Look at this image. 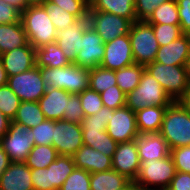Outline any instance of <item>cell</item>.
Segmentation results:
<instances>
[{
    "instance_id": "484cf974",
    "label": "cell",
    "mask_w": 190,
    "mask_h": 190,
    "mask_svg": "<svg viewBox=\"0 0 190 190\" xmlns=\"http://www.w3.org/2000/svg\"><path fill=\"white\" fill-rule=\"evenodd\" d=\"M82 129L83 144L102 152L106 156L113 157L118 143L106 132V129Z\"/></svg>"
},
{
    "instance_id": "1f68e13d",
    "label": "cell",
    "mask_w": 190,
    "mask_h": 190,
    "mask_svg": "<svg viewBox=\"0 0 190 190\" xmlns=\"http://www.w3.org/2000/svg\"><path fill=\"white\" fill-rule=\"evenodd\" d=\"M59 156L52 145H35L25 160L31 169L47 168Z\"/></svg>"
},
{
    "instance_id": "91938a15",
    "label": "cell",
    "mask_w": 190,
    "mask_h": 190,
    "mask_svg": "<svg viewBox=\"0 0 190 190\" xmlns=\"http://www.w3.org/2000/svg\"><path fill=\"white\" fill-rule=\"evenodd\" d=\"M186 72H187V75H188V81H189V84H190V57H189V59L187 60V64H186Z\"/></svg>"
},
{
    "instance_id": "db71d44e",
    "label": "cell",
    "mask_w": 190,
    "mask_h": 190,
    "mask_svg": "<svg viewBox=\"0 0 190 190\" xmlns=\"http://www.w3.org/2000/svg\"><path fill=\"white\" fill-rule=\"evenodd\" d=\"M178 102L182 105V107L187 111L190 115V88L188 91L178 100Z\"/></svg>"
},
{
    "instance_id": "f35d334b",
    "label": "cell",
    "mask_w": 190,
    "mask_h": 190,
    "mask_svg": "<svg viewBox=\"0 0 190 190\" xmlns=\"http://www.w3.org/2000/svg\"><path fill=\"white\" fill-rule=\"evenodd\" d=\"M51 4L60 6L77 19H88L89 0H48Z\"/></svg>"
},
{
    "instance_id": "2e32d148",
    "label": "cell",
    "mask_w": 190,
    "mask_h": 190,
    "mask_svg": "<svg viewBox=\"0 0 190 190\" xmlns=\"http://www.w3.org/2000/svg\"><path fill=\"white\" fill-rule=\"evenodd\" d=\"M0 59L8 77L14 76L36 66V49L28 43L26 46L1 54Z\"/></svg>"
},
{
    "instance_id": "bcb514c9",
    "label": "cell",
    "mask_w": 190,
    "mask_h": 190,
    "mask_svg": "<svg viewBox=\"0 0 190 190\" xmlns=\"http://www.w3.org/2000/svg\"><path fill=\"white\" fill-rule=\"evenodd\" d=\"M169 0H135V13L138 21H147L153 11Z\"/></svg>"
},
{
    "instance_id": "6f0895ef",
    "label": "cell",
    "mask_w": 190,
    "mask_h": 190,
    "mask_svg": "<svg viewBox=\"0 0 190 190\" xmlns=\"http://www.w3.org/2000/svg\"><path fill=\"white\" fill-rule=\"evenodd\" d=\"M120 190H142L134 181H130L125 187Z\"/></svg>"
},
{
    "instance_id": "681fc988",
    "label": "cell",
    "mask_w": 190,
    "mask_h": 190,
    "mask_svg": "<svg viewBox=\"0 0 190 190\" xmlns=\"http://www.w3.org/2000/svg\"><path fill=\"white\" fill-rule=\"evenodd\" d=\"M20 20L21 12L10 4L0 0V24H11Z\"/></svg>"
},
{
    "instance_id": "8992f818",
    "label": "cell",
    "mask_w": 190,
    "mask_h": 190,
    "mask_svg": "<svg viewBox=\"0 0 190 190\" xmlns=\"http://www.w3.org/2000/svg\"><path fill=\"white\" fill-rule=\"evenodd\" d=\"M145 70L160 83L172 101H178L190 88L186 66L165 65L154 61L147 64Z\"/></svg>"
},
{
    "instance_id": "603a6c76",
    "label": "cell",
    "mask_w": 190,
    "mask_h": 190,
    "mask_svg": "<svg viewBox=\"0 0 190 190\" xmlns=\"http://www.w3.org/2000/svg\"><path fill=\"white\" fill-rule=\"evenodd\" d=\"M22 21L0 24V55L28 44Z\"/></svg>"
},
{
    "instance_id": "680465c9",
    "label": "cell",
    "mask_w": 190,
    "mask_h": 190,
    "mask_svg": "<svg viewBox=\"0 0 190 190\" xmlns=\"http://www.w3.org/2000/svg\"><path fill=\"white\" fill-rule=\"evenodd\" d=\"M48 0H25L27 5H44Z\"/></svg>"
},
{
    "instance_id": "ba28073f",
    "label": "cell",
    "mask_w": 190,
    "mask_h": 190,
    "mask_svg": "<svg viewBox=\"0 0 190 190\" xmlns=\"http://www.w3.org/2000/svg\"><path fill=\"white\" fill-rule=\"evenodd\" d=\"M32 129L15 121L10 122L9 130L0 140V145L8 154L11 162H25L35 146Z\"/></svg>"
},
{
    "instance_id": "8fae6325",
    "label": "cell",
    "mask_w": 190,
    "mask_h": 190,
    "mask_svg": "<svg viewBox=\"0 0 190 190\" xmlns=\"http://www.w3.org/2000/svg\"><path fill=\"white\" fill-rule=\"evenodd\" d=\"M106 132L117 143L129 142L139 133L135 111L124 106L119 109H110V117Z\"/></svg>"
},
{
    "instance_id": "d6986e66",
    "label": "cell",
    "mask_w": 190,
    "mask_h": 190,
    "mask_svg": "<svg viewBox=\"0 0 190 190\" xmlns=\"http://www.w3.org/2000/svg\"><path fill=\"white\" fill-rule=\"evenodd\" d=\"M190 57V36L182 34L168 45L159 47L155 62L165 65L186 66Z\"/></svg>"
},
{
    "instance_id": "f5cc1de1",
    "label": "cell",
    "mask_w": 190,
    "mask_h": 190,
    "mask_svg": "<svg viewBox=\"0 0 190 190\" xmlns=\"http://www.w3.org/2000/svg\"><path fill=\"white\" fill-rule=\"evenodd\" d=\"M11 120L0 111V140L9 130Z\"/></svg>"
},
{
    "instance_id": "ac0fdd59",
    "label": "cell",
    "mask_w": 190,
    "mask_h": 190,
    "mask_svg": "<svg viewBox=\"0 0 190 190\" xmlns=\"http://www.w3.org/2000/svg\"><path fill=\"white\" fill-rule=\"evenodd\" d=\"M89 25L88 19H78L65 30L57 31L56 42L71 63L81 50L83 33Z\"/></svg>"
},
{
    "instance_id": "f6af8a7d",
    "label": "cell",
    "mask_w": 190,
    "mask_h": 190,
    "mask_svg": "<svg viewBox=\"0 0 190 190\" xmlns=\"http://www.w3.org/2000/svg\"><path fill=\"white\" fill-rule=\"evenodd\" d=\"M176 171L190 174V145L171 149Z\"/></svg>"
},
{
    "instance_id": "7a4b0ae2",
    "label": "cell",
    "mask_w": 190,
    "mask_h": 190,
    "mask_svg": "<svg viewBox=\"0 0 190 190\" xmlns=\"http://www.w3.org/2000/svg\"><path fill=\"white\" fill-rule=\"evenodd\" d=\"M21 21L28 42L35 49L56 41L57 30L43 5H29L21 12Z\"/></svg>"
},
{
    "instance_id": "f1b7e54d",
    "label": "cell",
    "mask_w": 190,
    "mask_h": 190,
    "mask_svg": "<svg viewBox=\"0 0 190 190\" xmlns=\"http://www.w3.org/2000/svg\"><path fill=\"white\" fill-rule=\"evenodd\" d=\"M45 120L38 102L21 101L13 120L31 129Z\"/></svg>"
},
{
    "instance_id": "3957f363",
    "label": "cell",
    "mask_w": 190,
    "mask_h": 190,
    "mask_svg": "<svg viewBox=\"0 0 190 190\" xmlns=\"http://www.w3.org/2000/svg\"><path fill=\"white\" fill-rule=\"evenodd\" d=\"M159 134L170 149L190 145V115L178 101L166 108Z\"/></svg>"
},
{
    "instance_id": "d6a6232c",
    "label": "cell",
    "mask_w": 190,
    "mask_h": 190,
    "mask_svg": "<svg viewBox=\"0 0 190 190\" xmlns=\"http://www.w3.org/2000/svg\"><path fill=\"white\" fill-rule=\"evenodd\" d=\"M117 85L116 75L114 70H109L102 68L101 66H96L90 68L89 74V88L102 93L103 91Z\"/></svg>"
},
{
    "instance_id": "e0dca14e",
    "label": "cell",
    "mask_w": 190,
    "mask_h": 190,
    "mask_svg": "<svg viewBox=\"0 0 190 190\" xmlns=\"http://www.w3.org/2000/svg\"><path fill=\"white\" fill-rule=\"evenodd\" d=\"M140 163L153 159H163L170 155L171 149L159 133H138L134 138Z\"/></svg>"
},
{
    "instance_id": "8d00e7d4",
    "label": "cell",
    "mask_w": 190,
    "mask_h": 190,
    "mask_svg": "<svg viewBox=\"0 0 190 190\" xmlns=\"http://www.w3.org/2000/svg\"><path fill=\"white\" fill-rule=\"evenodd\" d=\"M59 190H91L90 173L83 169L75 168Z\"/></svg>"
},
{
    "instance_id": "11a10c76",
    "label": "cell",
    "mask_w": 190,
    "mask_h": 190,
    "mask_svg": "<svg viewBox=\"0 0 190 190\" xmlns=\"http://www.w3.org/2000/svg\"><path fill=\"white\" fill-rule=\"evenodd\" d=\"M6 2L7 4H10L11 6L17 8L20 12H22L24 9L28 7L25 0H2Z\"/></svg>"
},
{
    "instance_id": "5bb4252c",
    "label": "cell",
    "mask_w": 190,
    "mask_h": 190,
    "mask_svg": "<svg viewBox=\"0 0 190 190\" xmlns=\"http://www.w3.org/2000/svg\"><path fill=\"white\" fill-rule=\"evenodd\" d=\"M132 64H134V58L129 34L105 43L104 58L100 64L102 68L115 71Z\"/></svg>"
},
{
    "instance_id": "5b68a950",
    "label": "cell",
    "mask_w": 190,
    "mask_h": 190,
    "mask_svg": "<svg viewBox=\"0 0 190 190\" xmlns=\"http://www.w3.org/2000/svg\"><path fill=\"white\" fill-rule=\"evenodd\" d=\"M172 102L160 83L144 70L139 85L126 94L125 106L138 111L148 106H169Z\"/></svg>"
},
{
    "instance_id": "d590c367",
    "label": "cell",
    "mask_w": 190,
    "mask_h": 190,
    "mask_svg": "<svg viewBox=\"0 0 190 190\" xmlns=\"http://www.w3.org/2000/svg\"><path fill=\"white\" fill-rule=\"evenodd\" d=\"M20 102L19 97L7 84L0 86V111L10 120L14 119Z\"/></svg>"
},
{
    "instance_id": "7bdbcfd3",
    "label": "cell",
    "mask_w": 190,
    "mask_h": 190,
    "mask_svg": "<svg viewBox=\"0 0 190 190\" xmlns=\"http://www.w3.org/2000/svg\"><path fill=\"white\" fill-rule=\"evenodd\" d=\"M110 117V109L103 106L96 114L85 116L80 122L81 128L106 129Z\"/></svg>"
},
{
    "instance_id": "7c38bea8",
    "label": "cell",
    "mask_w": 190,
    "mask_h": 190,
    "mask_svg": "<svg viewBox=\"0 0 190 190\" xmlns=\"http://www.w3.org/2000/svg\"><path fill=\"white\" fill-rule=\"evenodd\" d=\"M82 145V129L79 123L55 120L52 146L59 155L73 156Z\"/></svg>"
},
{
    "instance_id": "4fadbf2b",
    "label": "cell",
    "mask_w": 190,
    "mask_h": 190,
    "mask_svg": "<svg viewBox=\"0 0 190 190\" xmlns=\"http://www.w3.org/2000/svg\"><path fill=\"white\" fill-rule=\"evenodd\" d=\"M105 51V43L100 35L90 25L84 30L81 50L73 62L78 66L94 68L100 66Z\"/></svg>"
},
{
    "instance_id": "277c9868",
    "label": "cell",
    "mask_w": 190,
    "mask_h": 190,
    "mask_svg": "<svg viewBox=\"0 0 190 190\" xmlns=\"http://www.w3.org/2000/svg\"><path fill=\"white\" fill-rule=\"evenodd\" d=\"M171 155L157 160L143 161L134 182L142 190H166L176 174Z\"/></svg>"
},
{
    "instance_id": "4316f807",
    "label": "cell",
    "mask_w": 190,
    "mask_h": 190,
    "mask_svg": "<svg viewBox=\"0 0 190 190\" xmlns=\"http://www.w3.org/2000/svg\"><path fill=\"white\" fill-rule=\"evenodd\" d=\"M36 66L38 68L64 67L71 64L69 59L64 55L57 42L49 43L41 48L36 49Z\"/></svg>"
},
{
    "instance_id": "ffe728a7",
    "label": "cell",
    "mask_w": 190,
    "mask_h": 190,
    "mask_svg": "<svg viewBox=\"0 0 190 190\" xmlns=\"http://www.w3.org/2000/svg\"><path fill=\"white\" fill-rule=\"evenodd\" d=\"M76 168L89 173L104 172L112 169V157L104 155L90 146L82 145L72 156Z\"/></svg>"
},
{
    "instance_id": "9c48e42d",
    "label": "cell",
    "mask_w": 190,
    "mask_h": 190,
    "mask_svg": "<svg viewBox=\"0 0 190 190\" xmlns=\"http://www.w3.org/2000/svg\"><path fill=\"white\" fill-rule=\"evenodd\" d=\"M88 21L104 43L128 35L133 22L125 17L104 11H88Z\"/></svg>"
},
{
    "instance_id": "30bf717a",
    "label": "cell",
    "mask_w": 190,
    "mask_h": 190,
    "mask_svg": "<svg viewBox=\"0 0 190 190\" xmlns=\"http://www.w3.org/2000/svg\"><path fill=\"white\" fill-rule=\"evenodd\" d=\"M7 85L21 101L38 102L46 91L40 68L37 66L8 77Z\"/></svg>"
},
{
    "instance_id": "60d3db41",
    "label": "cell",
    "mask_w": 190,
    "mask_h": 190,
    "mask_svg": "<svg viewBox=\"0 0 190 190\" xmlns=\"http://www.w3.org/2000/svg\"><path fill=\"white\" fill-rule=\"evenodd\" d=\"M55 120L45 119L36 127L31 128L35 145H52Z\"/></svg>"
},
{
    "instance_id": "c3c4849f",
    "label": "cell",
    "mask_w": 190,
    "mask_h": 190,
    "mask_svg": "<svg viewBox=\"0 0 190 190\" xmlns=\"http://www.w3.org/2000/svg\"><path fill=\"white\" fill-rule=\"evenodd\" d=\"M182 34L190 36V0H176Z\"/></svg>"
},
{
    "instance_id": "44dd1931",
    "label": "cell",
    "mask_w": 190,
    "mask_h": 190,
    "mask_svg": "<svg viewBox=\"0 0 190 190\" xmlns=\"http://www.w3.org/2000/svg\"><path fill=\"white\" fill-rule=\"evenodd\" d=\"M0 190H33L31 168L24 162H11L0 178Z\"/></svg>"
},
{
    "instance_id": "4dcf8cb0",
    "label": "cell",
    "mask_w": 190,
    "mask_h": 190,
    "mask_svg": "<svg viewBox=\"0 0 190 190\" xmlns=\"http://www.w3.org/2000/svg\"><path fill=\"white\" fill-rule=\"evenodd\" d=\"M53 190H59L76 165L72 156L59 155L49 166Z\"/></svg>"
},
{
    "instance_id": "ee69618b",
    "label": "cell",
    "mask_w": 190,
    "mask_h": 190,
    "mask_svg": "<svg viewBox=\"0 0 190 190\" xmlns=\"http://www.w3.org/2000/svg\"><path fill=\"white\" fill-rule=\"evenodd\" d=\"M84 117L85 114L81 107L79 94H71L68 98L67 109L63 114V120L80 124Z\"/></svg>"
},
{
    "instance_id": "83f0119b",
    "label": "cell",
    "mask_w": 190,
    "mask_h": 190,
    "mask_svg": "<svg viewBox=\"0 0 190 190\" xmlns=\"http://www.w3.org/2000/svg\"><path fill=\"white\" fill-rule=\"evenodd\" d=\"M131 180L111 169L104 172L90 173L91 190H120Z\"/></svg>"
},
{
    "instance_id": "b9f144b4",
    "label": "cell",
    "mask_w": 190,
    "mask_h": 190,
    "mask_svg": "<svg viewBox=\"0 0 190 190\" xmlns=\"http://www.w3.org/2000/svg\"><path fill=\"white\" fill-rule=\"evenodd\" d=\"M101 94L103 106L109 109H119L125 106L126 94L117 86L103 91Z\"/></svg>"
},
{
    "instance_id": "816d5d0a",
    "label": "cell",
    "mask_w": 190,
    "mask_h": 190,
    "mask_svg": "<svg viewBox=\"0 0 190 190\" xmlns=\"http://www.w3.org/2000/svg\"><path fill=\"white\" fill-rule=\"evenodd\" d=\"M11 163L8 154L4 151L3 147L0 145V178L5 170Z\"/></svg>"
},
{
    "instance_id": "9a60e30c",
    "label": "cell",
    "mask_w": 190,
    "mask_h": 190,
    "mask_svg": "<svg viewBox=\"0 0 190 190\" xmlns=\"http://www.w3.org/2000/svg\"><path fill=\"white\" fill-rule=\"evenodd\" d=\"M141 166L134 140L118 143L112 157V169L134 181Z\"/></svg>"
},
{
    "instance_id": "52a82bcc",
    "label": "cell",
    "mask_w": 190,
    "mask_h": 190,
    "mask_svg": "<svg viewBox=\"0 0 190 190\" xmlns=\"http://www.w3.org/2000/svg\"><path fill=\"white\" fill-rule=\"evenodd\" d=\"M129 39L134 63L146 66L155 61L159 45L150 23L138 20L133 22Z\"/></svg>"
},
{
    "instance_id": "7dc6e473",
    "label": "cell",
    "mask_w": 190,
    "mask_h": 190,
    "mask_svg": "<svg viewBox=\"0 0 190 190\" xmlns=\"http://www.w3.org/2000/svg\"><path fill=\"white\" fill-rule=\"evenodd\" d=\"M31 181L33 190H53L51 184L50 168L31 169Z\"/></svg>"
},
{
    "instance_id": "ab89813d",
    "label": "cell",
    "mask_w": 190,
    "mask_h": 190,
    "mask_svg": "<svg viewBox=\"0 0 190 190\" xmlns=\"http://www.w3.org/2000/svg\"><path fill=\"white\" fill-rule=\"evenodd\" d=\"M79 98L85 116L94 115L103 107L101 94L90 88L79 93Z\"/></svg>"
},
{
    "instance_id": "f546056e",
    "label": "cell",
    "mask_w": 190,
    "mask_h": 190,
    "mask_svg": "<svg viewBox=\"0 0 190 190\" xmlns=\"http://www.w3.org/2000/svg\"><path fill=\"white\" fill-rule=\"evenodd\" d=\"M145 66L132 64L119 70H115L117 86L125 93L133 91L141 80Z\"/></svg>"
},
{
    "instance_id": "836d02e7",
    "label": "cell",
    "mask_w": 190,
    "mask_h": 190,
    "mask_svg": "<svg viewBox=\"0 0 190 190\" xmlns=\"http://www.w3.org/2000/svg\"><path fill=\"white\" fill-rule=\"evenodd\" d=\"M147 22L150 24L180 25L176 0H169L158 6Z\"/></svg>"
},
{
    "instance_id": "6da1fadb",
    "label": "cell",
    "mask_w": 190,
    "mask_h": 190,
    "mask_svg": "<svg viewBox=\"0 0 190 190\" xmlns=\"http://www.w3.org/2000/svg\"><path fill=\"white\" fill-rule=\"evenodd\" d=\"M45 89L60 88L71 94L82 93L89 88L90 69L71 63L68 66L40 68Z\"/></svg>"
},
{
    "instance_id": "9f6ffc18",
    "label": "cell",
    "mask_w": 190,
    "mask_h": 190,
    "mask_svg": "<svg viewBox=\"0 0 190 190\" xmlns=\"http://www.w3.org/2000/svg\"><path fill=\"white\" fill-rule=\"evenodd\" d=\"M8 82V75L4 69L3 62L0 59V86L6 85Z\"/></svg>"
},
{
    "instance_id": "f907efd6",
    "label": "cell",
    "mask_w": 190,
    "mask_h": 190,
    "mask_svg": "<svg viewBox=\"0 0 190 190\" xmlns=\"http://www.w3.org/2000/svg\"><path fill=\"white\" fill-rule=\"evenodd\" d=\"M166 190H190V174L177 171Z\"/></svg>"
},
{
    "instance_id": "e575fe53",
    "label": "cell",
    "mask_w": 190,
    "mask_h": 190,
    "mask_svg": "<svg viewBox=\"0 0 190 190\" xmlns=\"http://www.w3.org/2000/svg\"><path fill=\"white\" fill-rule=\"evenodd\" d=\"M43 6L47 9L49 18L53 22L57 31L62 29L65 30L78 20L74 15L63 10L56 4H51L49 1H47Z\"/></svg>"
},
{
    "instance_id": "7402d4cb",
    "label": "cell",
    "mask_w": 190,
    "mask_h": 190,
    "mask_svg": "<svg viewBox=\"0 0 190 190\" xmlns=\"http://www.w3.org/2000/svg\"><path fill=\"white\" fill-rule=\"evenodd\" d=\"M70 95L71 93L60 88L47 89L38 101L45 119L63 120V114L67 109Z\"/></svg>"
},
{
    "instance_id": "d4e9b609",
    "label": "cell",
    "mask_w": 190,
    "mask_h": 190,
    "mask_svg": "<svg viewBox=\"0 0 190 190\" xmlns=\"http://www.w3.org/2000/svg\"><path fill=\"white\" fill-rule=\"evenodd\" d=\"M88 11H104L137 21L135 0H89Z\"/></svg>"
},
{
    "instance_id": "cb8c5ba5",
    "label": "cell",
    "mask_w": 190,
    "mask_h": 190,
    "mask_svg": "<svg viewBox=\"0 0 190 190\" xmlns=\"http://www.w3.org/2000/svg\"><path fill=\"white\" fill-rule=\"evenodd\" d=\"M167 107L168 106H148L135 111L138 131L140 133H159Z\"/></svg>"
},
{
    "instance_id": "74e56055",
    "label": "cell",
    "mask_w": 190,
    "mask_h": 190,
    "mask_svg": "<svg viewBox=\"0 0 190 190\" xmlns=\"http://www.w3.org/2000/svg\"><path fill=\"white\" fill-rule=\"evenodd\" d=\"M159 47L168 45L182 35L180 25L151 24Z\"/></svg>"
}]
</instances>
